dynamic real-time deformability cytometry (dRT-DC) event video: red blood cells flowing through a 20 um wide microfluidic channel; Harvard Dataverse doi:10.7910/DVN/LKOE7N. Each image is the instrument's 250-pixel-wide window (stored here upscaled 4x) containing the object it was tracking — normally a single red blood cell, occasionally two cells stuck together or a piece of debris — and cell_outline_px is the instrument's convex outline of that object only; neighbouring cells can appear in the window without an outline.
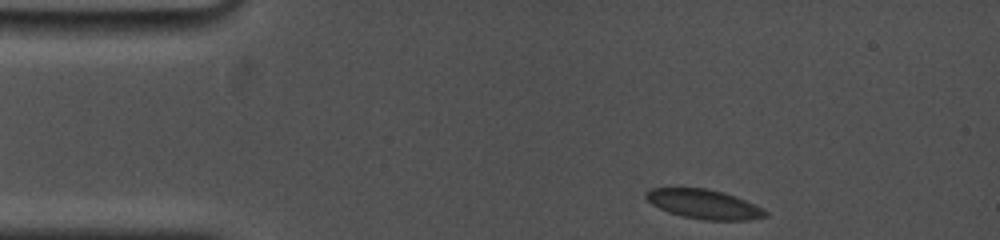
{"species": "common noctule bat (a hibernating species)", "species_latin": "Nyctalus noctula", "temperature_condition": "cold", "stored_images_in_passage": 23, "camera_frame_rate_fps": 5000, "um_per_image_px": 0.085, "animal": {"sex": "female", "body_mass_g": 19.0, "forearm_length_mm": 53.3}, "frame": {"image": 1, "passage_image": 1, "time_ms": 0.0, "image_size_px": [1000, 240], "cell_outline_px": [[768, 216], [748, 220], [704, 220], [684, 216], [668, 212], [652, 204], [644, 196], [644, 192], [652, 188], [704, 188], [724, 192], [736, 196], [764, 208], [768, 212]], "centroid_in_image_um": [59.86, 17.35], "position_along_channel_um": 25.1, "area_um2": 20.46}}
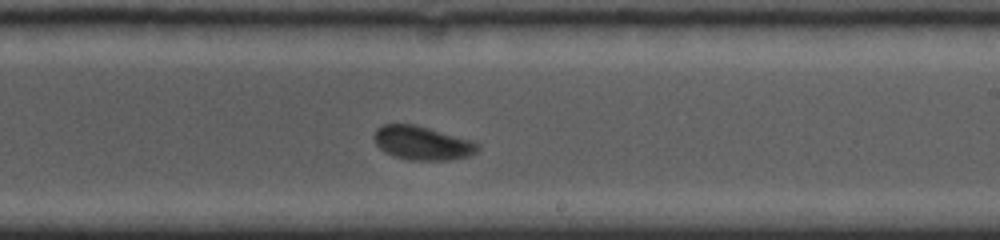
{"frame": {"image": 2, "passage_image": 14, "time_ms": 7.8, "image_size_px": [1000, 240], "cell_outline_px": [[480, 148], [476, 152], [468, 156], [448, 160], [408, 160], [392, 156], [384, 152], [376, 144], [372, 136], [376, 128], [384, 124], [412, 124], [428, 128], [472, 140], [480, 144]], "centroid_in_image_um": [35.87, 12.16], "position_along_channel_um": 253.1, "area_um2": 20.52}}
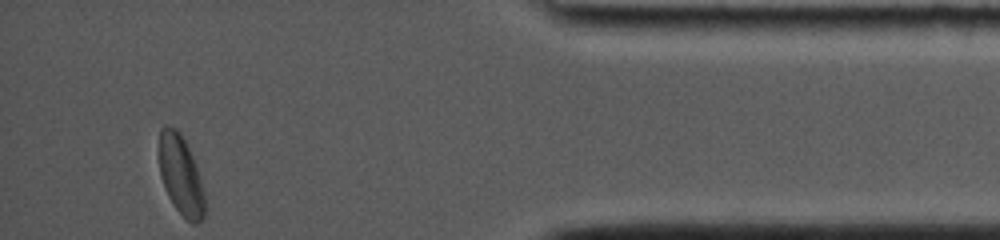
{"frame": {"image": 3, "passage_image": 23, "time_ms": 13.2, "image_size_px": [1000, 240], "cell_outline_px": [[204, 216], [196, 224], [192, 224], [176, 208], [168, 196], [164, 188], [160, 176], [160, 128], [164, 124], [168, 124], [176, 128], [180, 132], [192, 156], [200, 176], [204, 188]], "centroid_in_image_um": [15.37, 14.87], "position_along_channel_um": 419.8, "area_um2": 21.04}, "authors_computed_cell_mechanics": {"area_um2": 21.0392, "velocity_mm_per_s": 3.6858, "shape_relaxation_time_tau1_ms": 2.6284, "shape_relaxation_time_tau2_ms": null, "deformation_change_tau1": 0.0989, "deformation_change_tau2": null}}